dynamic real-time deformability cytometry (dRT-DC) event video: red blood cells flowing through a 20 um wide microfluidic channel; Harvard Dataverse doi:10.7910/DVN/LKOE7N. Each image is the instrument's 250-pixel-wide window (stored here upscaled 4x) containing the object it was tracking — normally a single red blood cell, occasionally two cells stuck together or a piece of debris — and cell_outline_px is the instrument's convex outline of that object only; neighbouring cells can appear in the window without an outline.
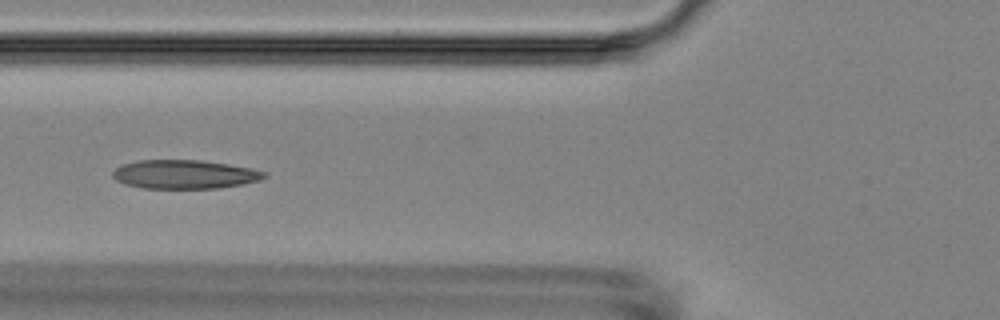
{"species": "Egyptian fruit bat (a non-hibernating species)", "species_latin": "Rousettus aegyptiacus", "temperature_condition": "room temperature", "stored_images_in_passage": 7, "camera_frame_rate_fps": 3000, "um_per_image_px": 0.085, "animal": {"sex": "female"}, "frame": {"image": 1, "passage_image": 6, "time_ms": 5.667, "image_size_px": [1000, 320], "cell_outline_px": [[268, 176], [260, 180], [244, 184], [220, 188], [144, 188], [124, 184], [116, 180], [112, 176], [112, 172], [116, 168], [124, 164], [136, 160], [200, 160], [228, 164], [252, 168], [264, 172]], "centroid_in_image_um": [15.69, 14.82], "position_along_channel_um": 110.1, "area_um2": 25.49}}